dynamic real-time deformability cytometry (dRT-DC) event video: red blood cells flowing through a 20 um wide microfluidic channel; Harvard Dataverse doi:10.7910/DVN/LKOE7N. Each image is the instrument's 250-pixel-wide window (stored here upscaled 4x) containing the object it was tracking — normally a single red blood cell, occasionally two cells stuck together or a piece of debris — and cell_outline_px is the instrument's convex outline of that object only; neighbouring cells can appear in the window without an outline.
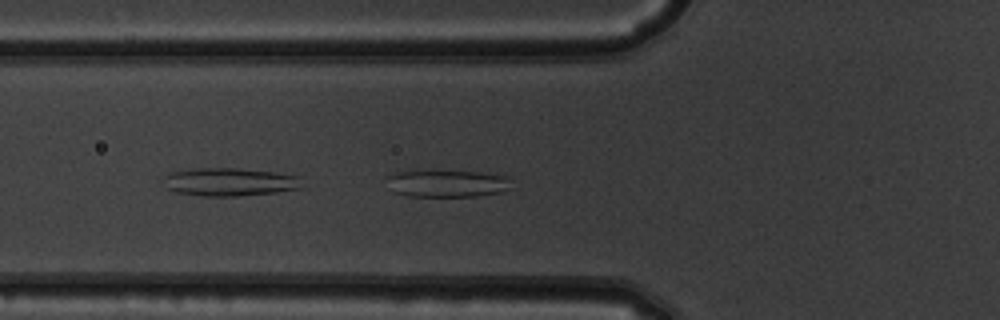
{"species": "common noctule bat (a hibernating species)", "species_latin": "Nyctalus noctula", "temperature_condition": "warm", "stored_images_in_passage": 49, "camera_frame_rate_fps": 3000, "um_per_image_px": 0.085, "animal": {"sex": "male", "body_mass_g": 19.5, "forearm_length_mm": 54.6}, "frame": {"image": 1, "passage_image": 18, "time_ms": 5.667, "image_size_px": [1000, 320], "cell_outline_px": [[508, 188], [500, 192], [476, 196], [408, 196], [392, 192], [384, 176], [396, 172], [416, 168], [480, 172], [508, 176]], "centroid_in_image_um": [37.85, 15.55], "position_along_channel_um": 87.9, "area_um2": 20.52}}
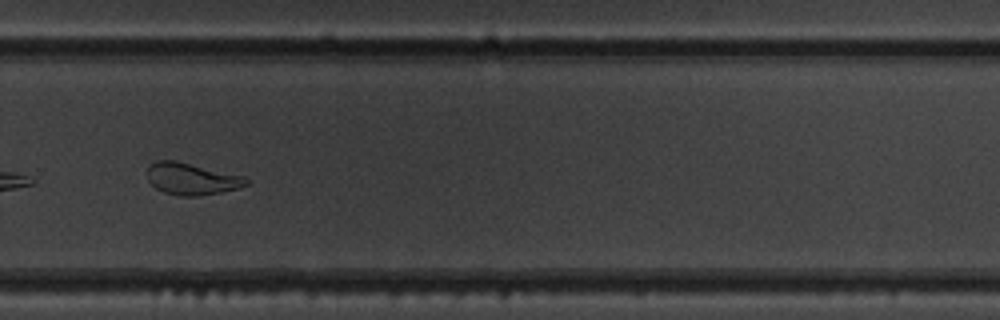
{"frame": {"image": 2, "passage_image": 35, "time_ms": 11.333, "image_size_px": [1000, 320], "cell_outline_px": [[248, 184], [240, 188], [220, 192], [196, 196], [180, 196], [164, 192], [156, 188], [148, 180], [148, 164], [156, 160], [176, 160], [244, 176], [248, 180]], "centroid_in_image_um": [16.28, 15.19], "position_along_channel_um": 313.5, "area_um2": 18.38}}
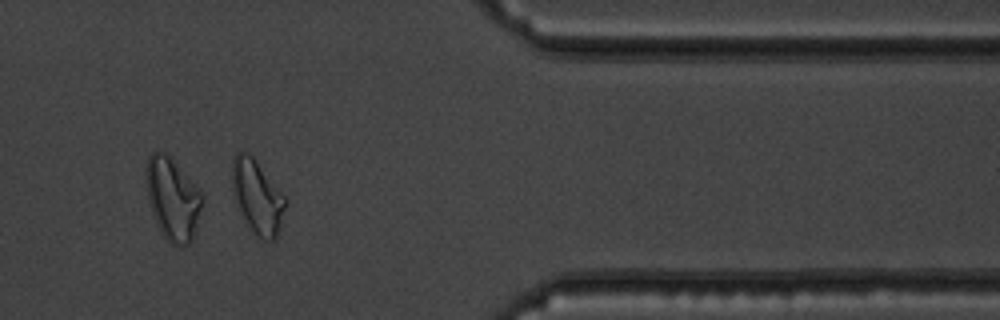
{"frame": {"image": 3, "passage_image": 42, "time_ms": 13.667, "image_size_px": [1000, 320], "cell_outline_px": [[288, 200], [280, 228], [276, 240], [264, 240], [256, 236], [248, 228], [236, 200], [232, 188], [232, 156], [236, 152], [248, 152], [256, 160]], "centroid_in_image_um": [21.89, 16.74], "position_along_channel_um": 389.5, "area_um2": 23.0}, "authors_computed_cell_mechanics": {"area_um2": 23.0044, "velocity_mm_per_s": 3.9871, "shape_relaxation_time_tau1_ms": null, "shape_relaxation_time_tau2_ms": 1.7388, "deformation_change_tau1": null, "deformation_change_tau2": 0.104}}